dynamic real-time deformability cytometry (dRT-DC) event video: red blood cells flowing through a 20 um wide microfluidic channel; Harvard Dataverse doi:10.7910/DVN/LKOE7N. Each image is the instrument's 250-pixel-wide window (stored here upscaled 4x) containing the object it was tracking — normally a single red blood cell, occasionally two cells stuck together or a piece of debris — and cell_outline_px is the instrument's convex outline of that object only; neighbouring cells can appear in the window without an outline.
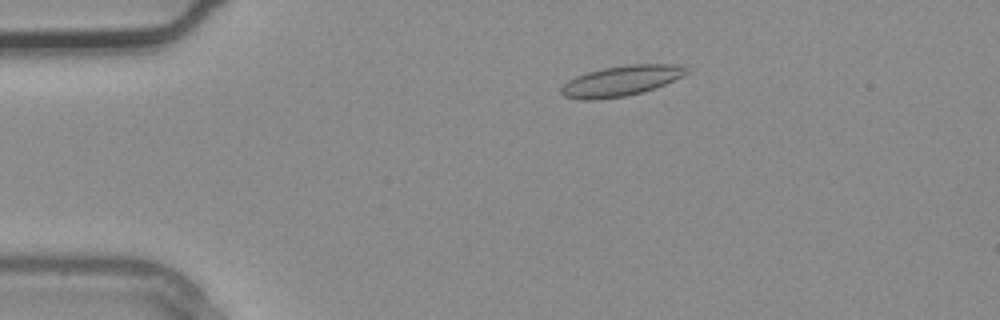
{"species": "common noctule bat (a hibernating species)", "species_latin": "Nyctalus noctula", "temperature_condition": "warm", "stored_images_in_passage": 2, "camera_frame_rate_fps": 3000, "um_per_image_px": 0.085, "animal": {"sex": "male", "body_mass_g": 20.4}, "frame": {"image": 1, "passage_image": 1, "time_ms": 0.0, "image_size_px": [1000, 320], "cell_outline_px": [[688, 72], [684, 76], [664, 84], [640, 92], [624, 96], [592, 100], [584, 100], [564, 96], [560, 92], [560, 88], [568, 80], [576, 76], [588, 72], [604, 68], [628, 64], [684, 64], [688, 68]], "centroid_in_image_um": [52.81, 6.85], "position_along_channel_um": 32.2, "area_um2": 22.02}}
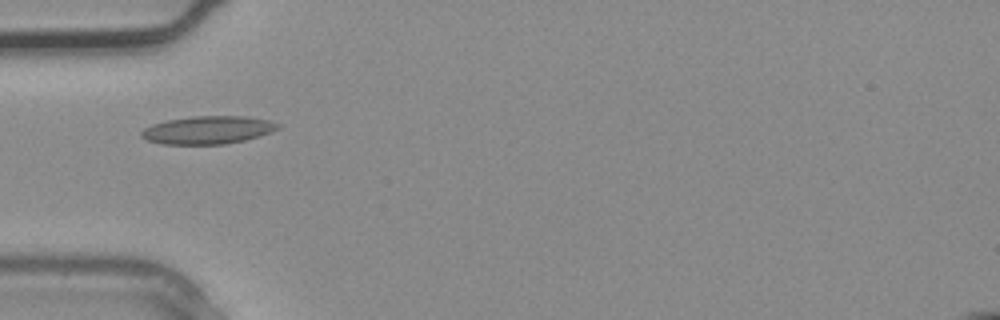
{"frame": {"image": 2, "passage_image": 2, "time_ms": 0.333, "image_size_px": [1000, 320], "cell_outline_px": [[280, 128], [272, 132], [260, 136], [244, 140], [224, 144], [160, 144], [148, 140], [140, 136], [140, 132], [144, 128], [152, 124], [168, 120], [192, 116], [244, 116], [268, 120], [280, 124]], "centroid_in_image_um": [17.67, 11.05], "position_along_channel_um": 67.3, "area_um2": 22.25}}